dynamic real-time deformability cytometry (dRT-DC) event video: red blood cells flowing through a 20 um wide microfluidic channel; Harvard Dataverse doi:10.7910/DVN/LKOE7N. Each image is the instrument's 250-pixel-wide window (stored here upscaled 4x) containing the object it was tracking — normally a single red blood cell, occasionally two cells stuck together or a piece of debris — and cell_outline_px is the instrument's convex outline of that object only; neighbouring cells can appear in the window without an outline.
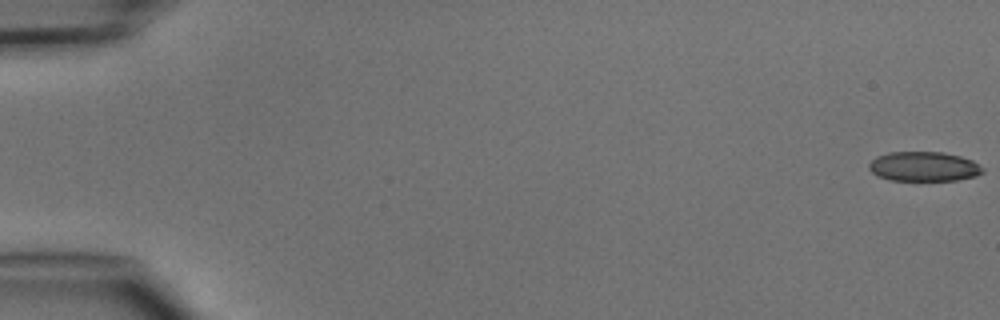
{"species": "common noctule bat (a hibernating species)", "species_latin": "Nyctalus noctula", "temperature_condition": "cold", "stored_images_in_passage": 5, "camera_frame_rate_fps": 3000, "um_per_image_px": 0.085, "animal": {"sex": "male", "body_mass_g": 15.6}, "frame": {"image": 1, "passage_image": 1, "time_ms": 0.0, "image_size_px": [1000, 320], "cell_outline_px": [[984, 172], [976, 176], [956, 180], [892, 180], [880, 176], [872, 172], [868, 168], [868, 164], [876, 156], [888, 152], [944, 152], [960, 156], [972, 160], [984, 168]], "centroid_in_image_um": [78.54, 14.14], "position_along_channel_um": 6.5, "area_um2": 19.59}}
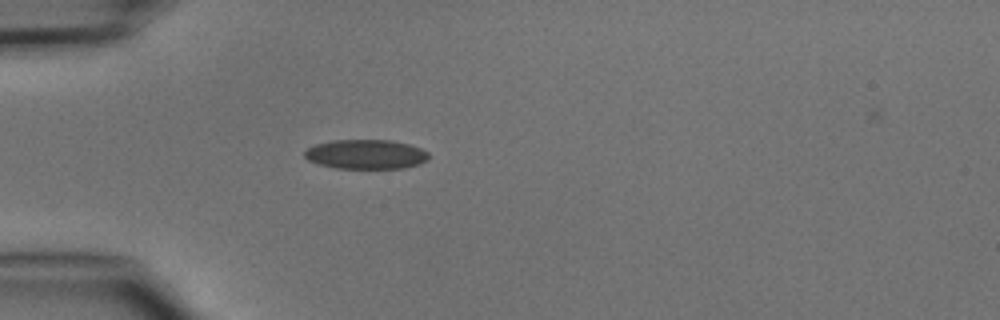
{"frame": {"image": 2, "passage_image": 5, "time_ms": 4.667, "image_size_px": [1000, 320], "cell_outline_px": [[428, 160], [420, 164], [404, 168], [336, 168], [316, 164], [308, 160], [304, 156], [304, 152], [308, 148], [316, 144], [332, 140], [392, 140], [408, 144], [420, 148], [428, 152]], "centroid_in_image_um": [31.1, 13.12], "position_along_channel_um": 53.9, "area_um2": 21.39}}